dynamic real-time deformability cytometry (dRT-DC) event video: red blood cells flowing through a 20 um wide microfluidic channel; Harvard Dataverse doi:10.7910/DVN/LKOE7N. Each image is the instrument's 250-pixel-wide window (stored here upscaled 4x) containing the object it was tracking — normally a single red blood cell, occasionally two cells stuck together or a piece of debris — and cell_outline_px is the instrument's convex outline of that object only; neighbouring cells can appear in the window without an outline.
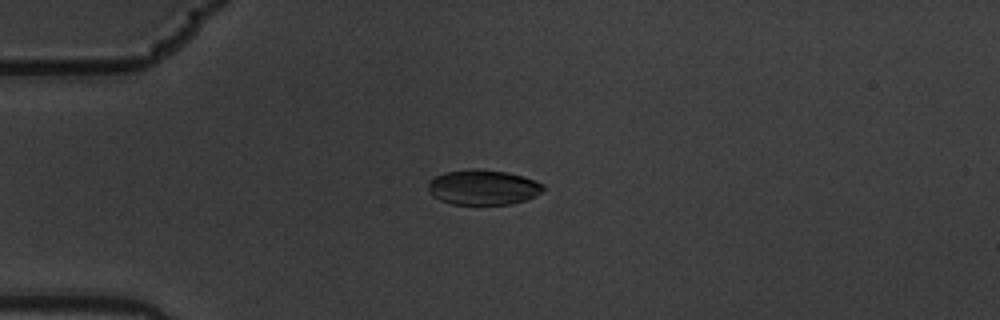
{"species": "common noctule bat (a hibernating species)", "species_latin": "Nyctalus noctula", "temperature_condition": "warm", "stored_images_in_passage": 5, "camera_frame_rate_fps": 3000, "um_per_image_px": 0.085, "animal": {"sex": "male", "body_mass_g": 19.5, "forearm_length_mm": 54.6}, "frame": {"image": 1, "passage_image": 5, "time_ms": 1.333, "image_size_px": [1000, 320], "cell_outline_px": [[544, 188], [540, 192], [524, 200], [512, 204], [452, 204], [440, 200], [432, 196], [428, 188], [428, 180], [444, 172], [472, 168], [476, 168], [508, 172], [544, 184]], "centroid_in_image_um": [41.0, 15.91], "position_along_channel_um": 44.0, "area_um2": 23.41}}